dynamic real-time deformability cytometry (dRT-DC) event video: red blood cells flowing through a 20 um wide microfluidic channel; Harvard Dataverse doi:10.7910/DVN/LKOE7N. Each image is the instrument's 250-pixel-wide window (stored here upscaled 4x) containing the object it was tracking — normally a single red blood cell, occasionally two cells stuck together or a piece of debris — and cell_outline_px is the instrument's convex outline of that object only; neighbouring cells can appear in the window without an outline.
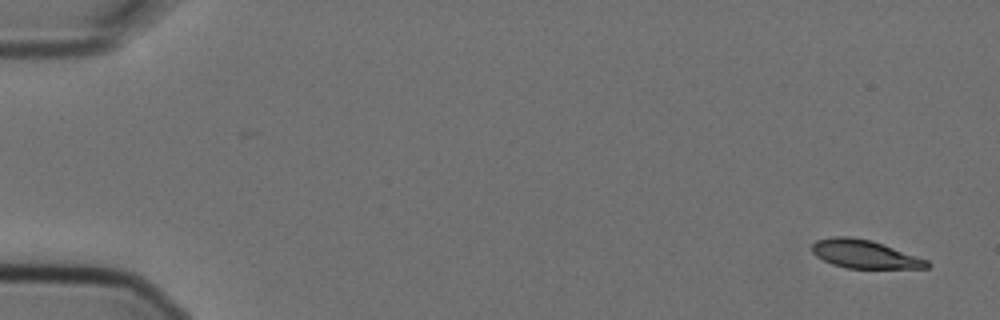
{"species": "Egyptian fruit bat (a non-hibernating species)", "species_latin": "Rousettus aegyptiacus", "temperature_condition": "cold", "stored_images_in_passage": 5, "camera_frame_rate_fps": 3000, "um_per_image_px": 0.085, "animal": {"sex": "female"}, "frame": {"image": 1, "passage_image": 1, "time_ms": 0.0, "image_size_px": [1000, 320], "cell_outline_px": [[932, 264], [928, 268], [848, 268], [832, 264], [816, 256], [812, 252], [812, 244], [816, 240], [832, 236], [852, 236], [872, 240], [928, 260]], "centroid_in_image_um": [73.48, 21.59], "position_along_channel_um": 11.5, "area_um2": 19.02}}
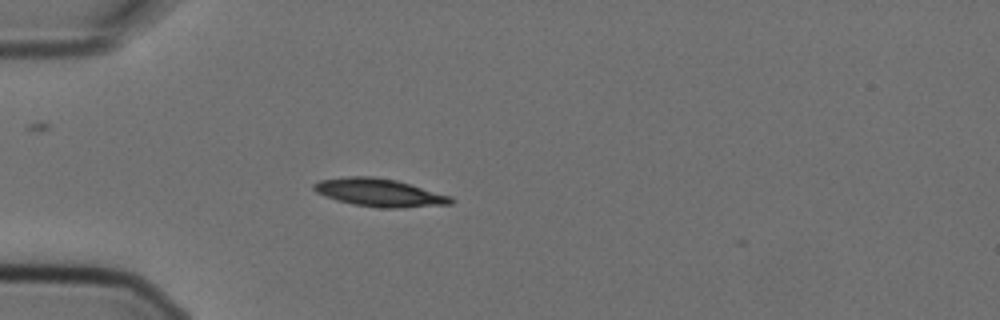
{"frame": {"image": 2, "passage_image": 5, "time_ms": 1.333, "image_size_px": [1000, 320], "cell_outline_px": [[456, 200], [452, 204], [400, 208], [376, 208], [352, 204], [336, 200], [324, 196], [316, 192], [312, 188], [312, 184], [320, 180], [348, 176], [372, 176], [396, 180], [452, 196]], "centroid_in_image_um": [32.25, 16.38], "position_along_channel_um": 52.7, "area_um2": 22.54}}